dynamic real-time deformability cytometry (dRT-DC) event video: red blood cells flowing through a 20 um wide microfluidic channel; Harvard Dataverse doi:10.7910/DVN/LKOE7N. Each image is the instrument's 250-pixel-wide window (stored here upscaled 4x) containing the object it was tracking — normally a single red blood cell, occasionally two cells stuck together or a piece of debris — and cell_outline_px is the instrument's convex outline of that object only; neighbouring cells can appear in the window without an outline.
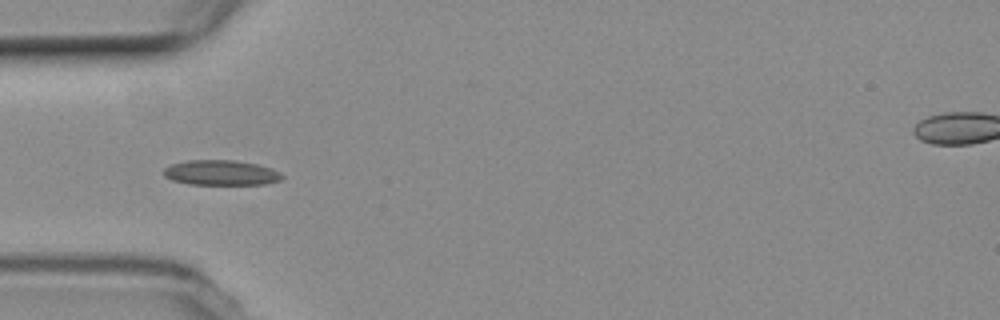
{"species": "common noctule bat (a hibernating species)", "species_latin": "Nyctalus noctula", "temperature_condition": "room temperature", "stored_images_in_passage": 8, "camera_frame_rate_fps": 3000, "um_per_image_px": 0.085, "animal": {"sex": "female", "body_mass_g": 19.3, "forearm_length_mm": 54.1}, "frame": {"image": 1, "passage_image": 3, "time_ms": 4.667, "image_size_px": [1000, 320], "cell_outline_px": [[284, 176], [280, 180], [264, 184], [188, 184], [172, 180], [164, 176], [164, 168], [172, 164], [188, 160], [236, 160], [256, 164], [272, 168], [280, 172]], "centroid_in_image_um": [18.79, 14.68], "position_along_channel_um": 66.2, "area_um2": 17.28}}
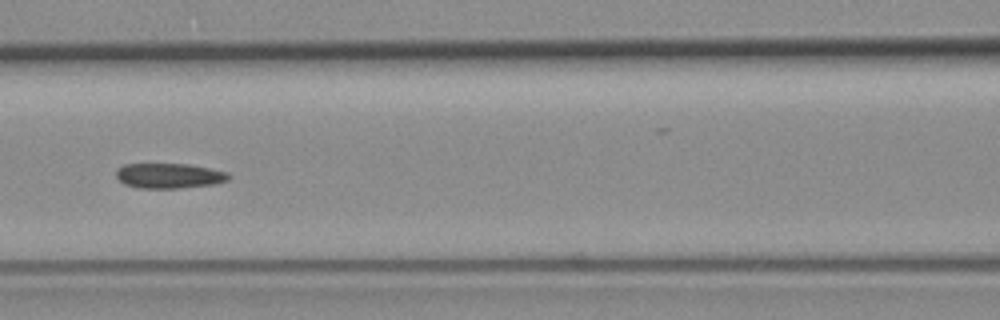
{"frame": {"image": 2, "passage_image": 5, "time_ms": 7.0, "image_size_px": [1000, 320], "cell_outline_px": [[232, 176], [228, 180], [216, 184], [180, 188], [140, 188], [124, 184], [116, 176], [116, 168], [124, 164], [188, 164], [228, 172]], "centroid_in_image_um": [14.39, 14.94], "position_along_channel_um": 152.2, "area_um2": 16.53}}
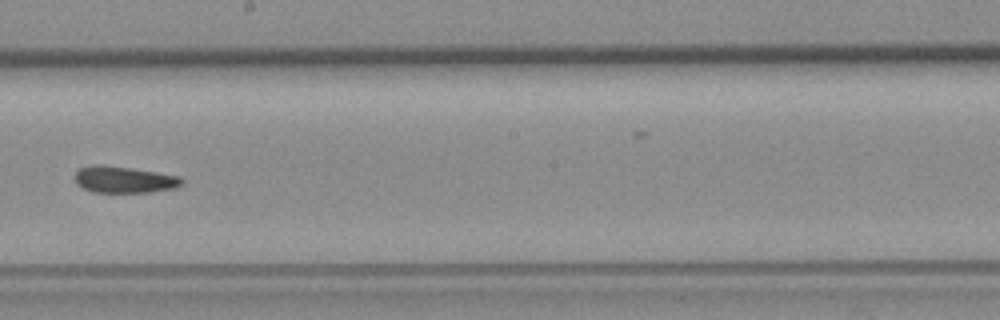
{"frame": {"image": 3, "passage_image": 7, "time_ms": 9.333, "image_size_px": [1000, 320], "cell_outline_px": [[184, 184], [176, 188], [152, 192], [92, 192], [76, 184], [76, 172], [80, 168], [92, 164], [104, 164], [132, 168], [180, 176], [184, 180]], "centroid_in_image_um": [10.58, 15.26], "position_along_channel_um": 237.6, "area_um2": 16.76}}